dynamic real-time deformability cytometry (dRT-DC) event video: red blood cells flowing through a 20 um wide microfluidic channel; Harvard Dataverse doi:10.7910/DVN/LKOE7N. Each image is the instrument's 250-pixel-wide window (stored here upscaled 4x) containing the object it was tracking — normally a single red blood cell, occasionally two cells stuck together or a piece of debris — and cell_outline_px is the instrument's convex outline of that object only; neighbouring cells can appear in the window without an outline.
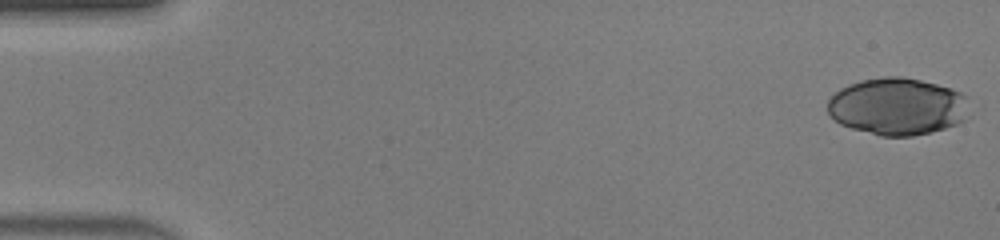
{"species": "human", "species_latin": "Homo sapiens", "temperature_condition": "warm", "stored_images_in_passage": 48, "camera_frame_rate_fps": 3000, "um_per_image_px": 0.085, "donor": {"sex": "male"}, "frame": {"image": 1, "passage_image": 1, "time_ms": 0.0, "image_size_px": [1000, 240], "cell_outline_px": [[968, 96], [964, 120], [956, 124], [932, 132], [912, 136], [880, 136], [852, 128], [840, 124], [828, 112], [828, 100], [840, 88], [848, 84], [860, 80], [884, 76], [900, 76], [920, 80], [952, 88]], "centroid_in_image_um": [76.27, 9.04], "position_along_channel_um": 8.7, "area_um2": 47.16}}
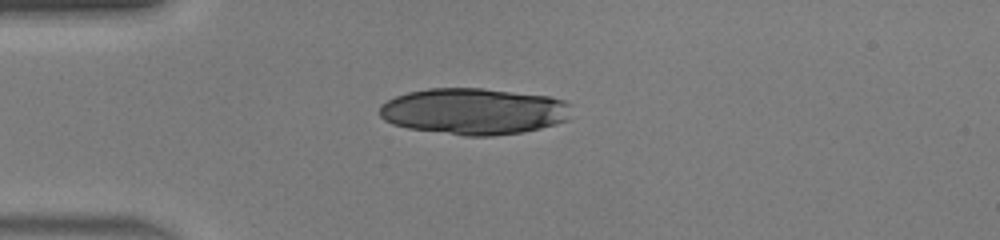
{"frame": {"image": 2, "passage_image": 13, "time_ms": 4.0, "image_size_px": [1000, 240], "cell_outline_px": [[572, 104], [568, 120], [556, 124], [524, 132], [492, 136], [464, 136], [408, 128], [392, 124], [384, 120], [380, 116], [380, 104], [396, 96], [408, 92], [428, 88], [484, 88], [548, 96], [564, 100]], "centroid_in_image_um": [40.29, 9.46], "position_along_channel_um": 44.7, "area_um2": 52.25}}